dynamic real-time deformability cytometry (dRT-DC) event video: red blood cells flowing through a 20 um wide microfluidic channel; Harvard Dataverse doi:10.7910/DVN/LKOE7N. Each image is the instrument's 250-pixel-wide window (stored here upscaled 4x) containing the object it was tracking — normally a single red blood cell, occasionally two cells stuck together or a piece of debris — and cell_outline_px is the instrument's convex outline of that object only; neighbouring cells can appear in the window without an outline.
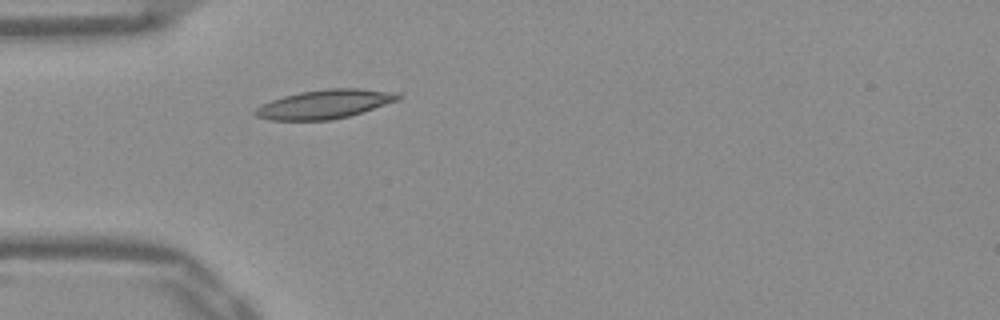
{"species": "Egyptian fruit bat (a non-hibernating species)", "species_latin": "Rousettus aegyptiacus", "temperature_condition": "warm", "stored_images_in_passage": 37, "camera_frame_rate_fps": 3000, "um_per_image_px": 0.085, "frame": {"image": 1, "passage_image": 1, "time_ms": 0.0, "image_size_px": [1000, 320], "cell_outline_px": [[404, 96], [400, 100], [348, 116], [332, 120], [268, 120], [256, 116], [252, 112], [260, 104], [284, 96], [300, 92], [324, 88], [360, 88], [396, 92]], "centroid_in_image_um": [27.61, 8.84], "position_along_channel_um": 57.4, "area_um2": 24.28}}
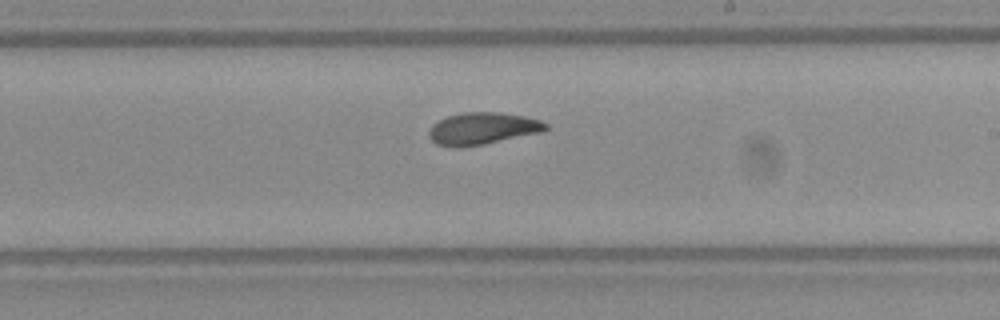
{"frame": {"image": 2, "passage_image": 16, "time_ms": 5.0, "image_size_px": [1000, 320], "cell_outline_px": [[548, 128], [540, 132], [484, 144], [436, 144], [428, 136], [428, 132], [432, 124], [448, 116], [464, 112], [500, 112], [524, 116], [540, 120], [548, 124]], "centroid_in_image_um": [41.05, 10.87], "position_along_channel_um": 247.9, "area_um2": 21.04}}
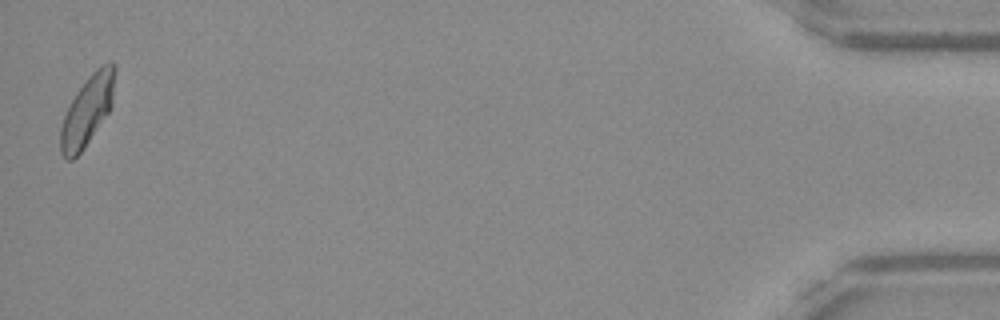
{"frame": {"image": 3, "passage_image": 37, "time_ms": 12.0, "image_size_px": [1000, 320], "cell_outline_px": [[116, 72], [112, 108], [84, 148], [72, 160], [68, 160], [60, 152], [60, 128], [64, 116], [76, 92], [88, 76], [100, 64], [116, 64]], "centroid_in_image_um": [7.45, 9.38], "position_along_channel_um": 427.8, "area_um2": 22.2}, "authors_computed_cell_mechanics": {"area_um2": 21.675, "velocity_mm_per_s": 3.8817, "shape_relaxation_time_tau1_ms": 9.1177, "shape_relaxation_time_tau2_ms": 2.4074, "deformation_change_tau1": 0.2068, "deformation_change_tau2": 0.0632}}